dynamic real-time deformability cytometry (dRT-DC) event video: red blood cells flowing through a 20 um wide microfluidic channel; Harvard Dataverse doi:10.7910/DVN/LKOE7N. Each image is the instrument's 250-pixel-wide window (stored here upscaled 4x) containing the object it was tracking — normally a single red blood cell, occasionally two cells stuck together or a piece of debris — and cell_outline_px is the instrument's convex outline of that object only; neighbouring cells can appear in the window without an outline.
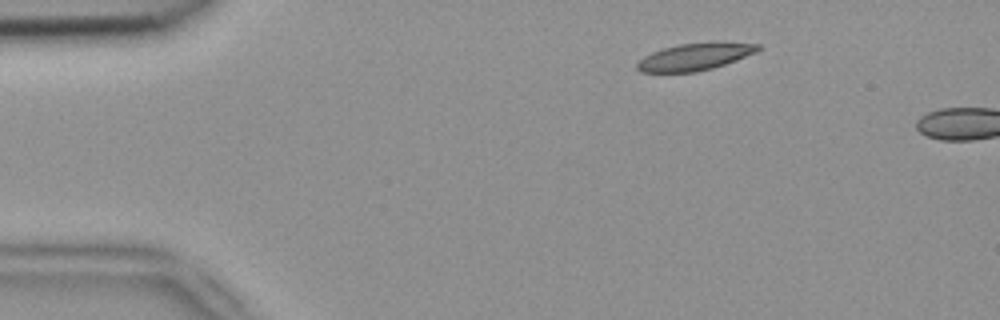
{"species": "common noctule bat (a hibernating species)", "species_latin": "Nyctalus noctula", "temperature_condition": "room temperature", "stored_images_in_passage": 2, "camera_frame_rate_fps": 3000, "um_per_image_px": 0.085, "animal": {"sex": "female", "body_mass_g": 18.4}, "frame": {"image": 1, "passage_image": 1, "time_ms": 0.0, "image_size_px": [1000, 320], "cell_outline_px": [[760, 48], [756, 52], [736, 60], [712, 68], [696, 72], [640, 72], [636, 68], [636, 64], [644, 56], [652, 52], [664, 48], [680, 44], [760, 44]], "centroid_in_image_um": [58.97, 4.87], "position_along_channel_um": 26.0, "area_um2": 18.21}}